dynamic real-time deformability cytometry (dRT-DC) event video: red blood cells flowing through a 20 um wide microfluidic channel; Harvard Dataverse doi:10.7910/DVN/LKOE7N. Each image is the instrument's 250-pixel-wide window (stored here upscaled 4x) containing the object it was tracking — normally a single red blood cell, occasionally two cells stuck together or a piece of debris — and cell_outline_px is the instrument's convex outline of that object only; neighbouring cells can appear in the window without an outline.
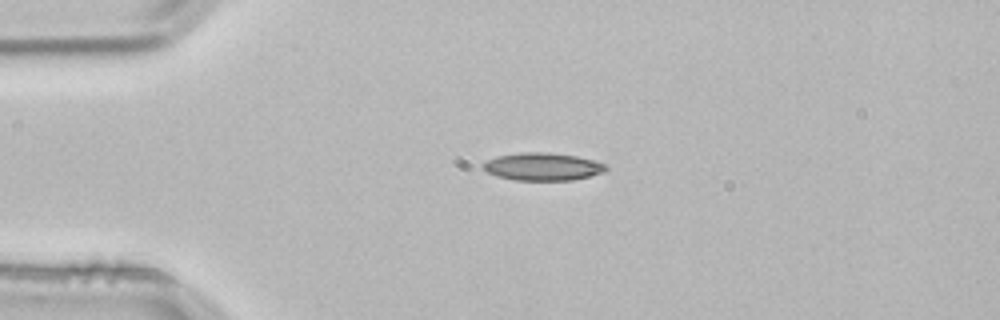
{"species": "common noctule bat (a hibernating species)", "species_latin": "Nyctalus noctula", "temperature_condition": "room temperature", "stored_images_in_passage": 3, "camera_frame_rate_fps": 3000, "um_per_image_px": 0.085, "animal": {"sex": "male", "body_mass_g": 21.5, "forearm_length_mm": 52.0}, "frame": {"image": 1, "passage_image": 2, "time_ms": 0.333, "image_size_px": [1000, 320], "cell_outline_px": [[608, 168], [604, 172], [572, 180], [516, 180], [496, 176], [488, 172], [484, 168], [484, 164], [488, 160], [496, 156], [520, 152], [548, 152], [576, 156], [596, 160], [604, 164]], "centroid_in_image_um": [46.15, 14.15], "position_along_channel_um": 38.9, "area_um2": 19.71}}